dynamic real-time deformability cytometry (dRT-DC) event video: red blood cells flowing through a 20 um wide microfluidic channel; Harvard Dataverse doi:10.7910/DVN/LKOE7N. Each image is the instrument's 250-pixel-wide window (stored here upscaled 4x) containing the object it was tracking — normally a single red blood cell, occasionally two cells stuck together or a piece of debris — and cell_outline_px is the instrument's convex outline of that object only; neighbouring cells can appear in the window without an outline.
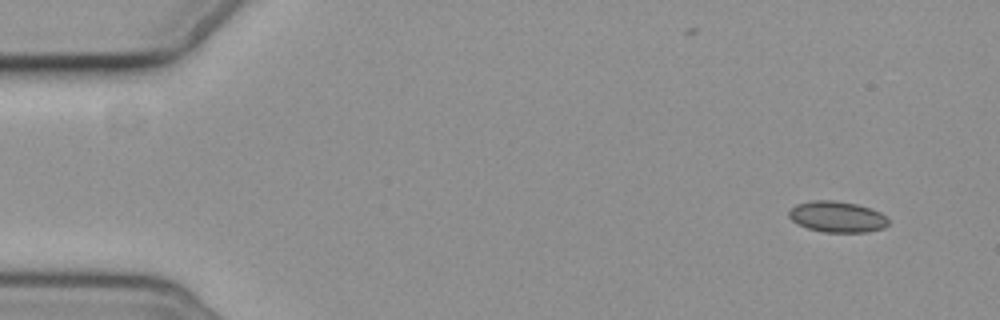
{"species": "common noctule bat (a hibernating species)", "species_latin": "Nyctalus noctula", "temperature_condition": "cold", "stored_images_in_passage": 4, "camera_frame_rate_fps": 3000, "um_per_image_px": 0.085, "animal": {"sex": "female", "body_mass_g": 19.3, "forearm_length_mm": 54.1}, "frame": {"image": 1, "passage_image": 1, "time_ms": 0.0, "image_size_px": [1000, 320], "cell_outline_px": [[888, 224], [884, 228], [868, 232], [824, 232], [808, 228], [792, 220], [788, 216], [788, 212], [796, 204], [812, 200], [832, 200], [856, 204], [880, 212], [888, 220]], "centroid_in_image_um": [71.15, 18.43], "position_along_channel_um": 13.9, "area_um2": 17.8}}
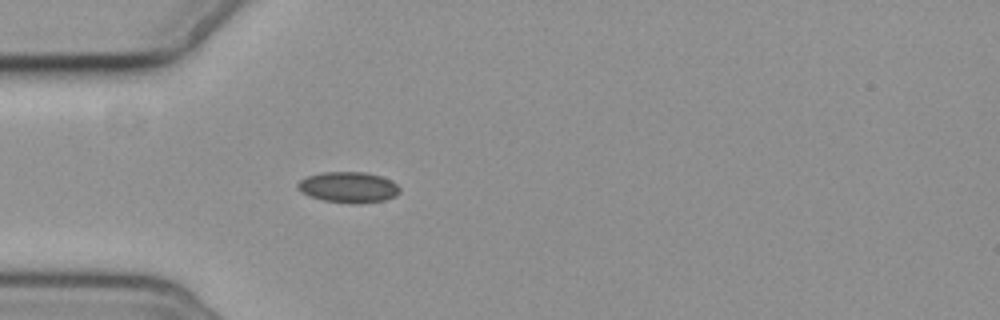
{"frame": {"image": 2, "passage_image": 4, "time_ms": 4.333, "image_size_px": [1000, 320], "cell_outline_px": [[400, 192], [396, 196], [384, 200], [352, 204], [324, 200], [308, 196], [300, 192], [296, 184], [300, 180], [308, 176], [320, 172], [364, 172], [380, 176], [392, 180], [400, 188]], "centroid_in_image_um": [29.6, 15.91], "position_along_channel_um": 55.4, "area_um2": 18.38}}